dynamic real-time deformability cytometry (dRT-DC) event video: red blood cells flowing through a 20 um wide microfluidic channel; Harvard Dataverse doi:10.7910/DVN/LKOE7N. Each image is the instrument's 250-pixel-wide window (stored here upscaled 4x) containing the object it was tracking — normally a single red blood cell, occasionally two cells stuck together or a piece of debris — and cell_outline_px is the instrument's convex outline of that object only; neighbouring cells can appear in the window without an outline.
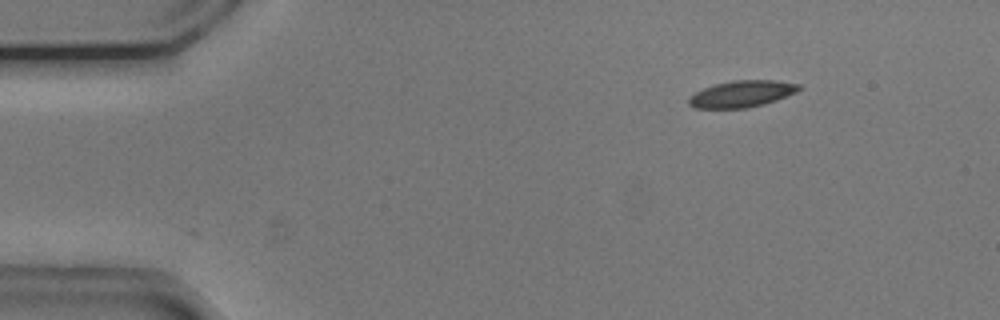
{"species": "common noctule bat (a hibernating species)", "species_latin": "Nyctalus noctula", "temperature_condition": "cold", "stored_images_in_passage": 49, "camera_frame_rate_fps": 3000, "um_per_image_px": 0.085, "animal": {"sex": "male", "body_mass_g": 20.5, "forearm_length_mm": 52.5}, "frame": {"image": 1, "passage_image": 2, "time_ms": 0.333, "image_size_px": [1000, 320], "cell_outline_px": [[800, 88], [796, 92], [776, 100], [764, 104], [748, 108], [696, 108], [688, 104], [688, 96], [704, 88], [716, 84], [732, 80], [776, 80], [800, 84]], "centroid_in_image_um": [63.04, 7.98], "position_along_channel_um": 22.0, "area_um2": 17.05}}
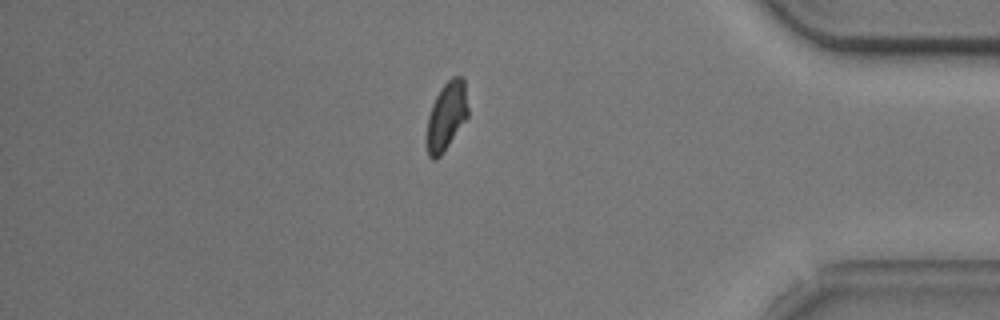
{"frame": {"image": 2, "passage_image": 41, "time_ms": 13.333, "image_size_px": [1000, 320], "cell_outline_px": [[468, 116], [440, 156], [436, 160], [432, 160], [428, 156], [428, 116], [432, 104], [436, 96], [444, 84], [452, 76], [460, 76], [464, 80], [468, 108]], "centroid_in_image_um": [37.96, 9.84], "position_along_channel_um": 397.2, "area_um2": 16.01}}
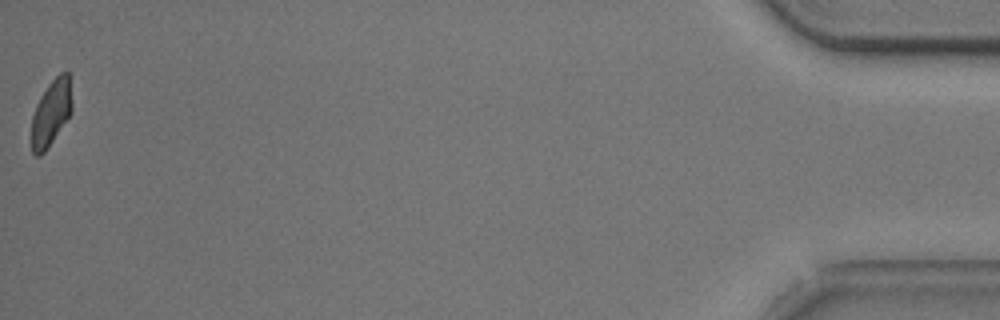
{"frame": {"image": 3, "passage_image": 49, "time_ms": 16.0, "image_size_px": [1000, 320], "cell_outline_px": [[72, 112], [44, 152], [40, 156], [36, 156], [32, 152], [32, 116], [36, 104], [40, 96], [48, 84], [60, 72], [68, 72], [72, 100]], "centroid_in_image_um": [4.34, 9.57], "position_along_channel_um": 430.9, "area_um2": 15.43}, "authors_computed_cell_mechanics": {"area_um2": 17.2822, "velocity_mm_per_s": 3.7286, "shape_relaxation_time_tau1_ms": 4.7356, "shape_relaxation_time_tau2_ms": 2.1025, "deformation_change_tau1": 0.1215, "deformation_change_tau2": 0.0614}}